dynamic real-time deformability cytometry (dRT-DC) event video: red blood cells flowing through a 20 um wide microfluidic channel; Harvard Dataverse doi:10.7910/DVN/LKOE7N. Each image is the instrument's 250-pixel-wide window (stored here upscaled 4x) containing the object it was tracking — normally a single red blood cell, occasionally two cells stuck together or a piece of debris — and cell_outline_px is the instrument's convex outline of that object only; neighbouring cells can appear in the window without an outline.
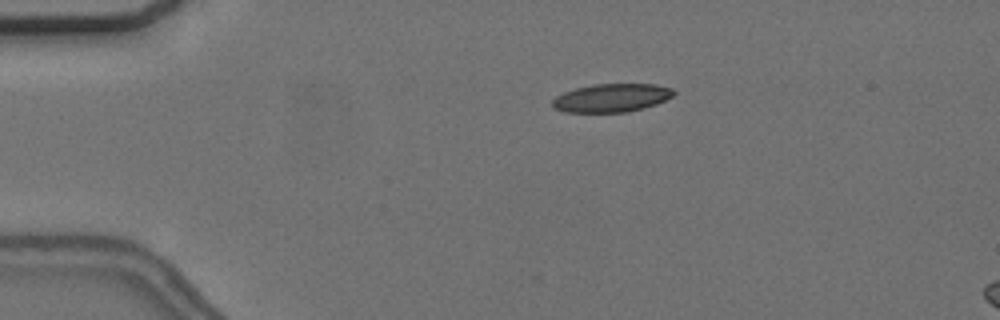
{"species": "common noctule bat (a hibernating species)", "species_latin": "Nyctalus noctula", "temperature_condition": "cold", "stored_images_in_passage": 45, "camera_frame_rate_fps": 3000, "um_per_image_px": 0.085, "animal": {"sex": "female", "body_mass_g": 24.6, "forearm_length_mm": 56.2}, "frame": {"image": 1, "passage_image": 1, "time_ms": 0.0, "image_size_px": [1000, 320], "cell_outline_px": [[676, 92], [672, 96], [656, 104], [644, 108], [628, 112], [564, 112], [552, 108], [552, 100], [556, 96], [564, 92], [576, 88], [592, 84], [656, 84], [672, 88]], "centroid_in_image_um": [51.97, 8.32], "position_along_channel_um": 33.0, "area_um2": 20.11}}
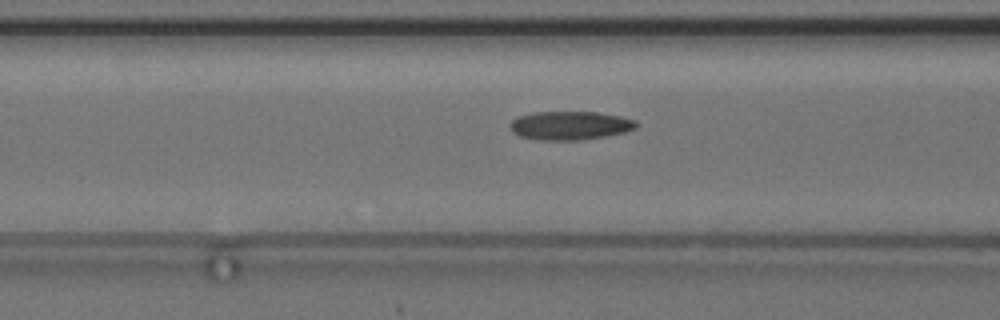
{"frame": {"image": 2, "passage_image": 12, "time_ms": 3.667, "image_size_px": [1000, 320], "cell_outline_px": [[640, 124], [636, 128], [624, 132], [604, 136], [580, 140], [536, 140], [520, 136], [512, 132], [512, 120], [520, 116], [532, 112], [596, 112], [620, 116], [636, 120]], "centroid_in_image_um": [48.48, 10.67], "position_along_channel_um": 118.1, "area_um2": 20.98}}
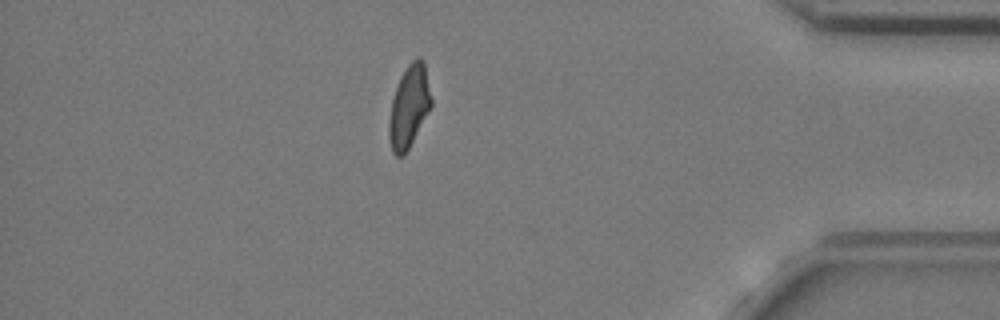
{"frame": {"image": 3, "passage_image": 38, "time_ms": 12.333, "image_size_px": [1000, 320], "cell_outline_px": [[432, 104], [404, 156], [396, 156], [392, 152], [388, 136], [388, 120], [392, 100], [400, 76], [408, 64], [416, 56], [420, 56], [424, 60], [432, 100]], "centroid_in_image_um": [34.76, 9.03], "position_along_channel_um": 400.4, "area_um2": 20.23}, "authors_computed_cell_mechanics": {"area_um2": 20.4034, "velocity_mm_per_s": 3.6859, "shape_relaxation_time_tau1_ms": null, "shape_relaxation_time_tau2_ms": 4.1246, "deformation_change_tau1": null, "deformation_change_tau2": 0.1068}}